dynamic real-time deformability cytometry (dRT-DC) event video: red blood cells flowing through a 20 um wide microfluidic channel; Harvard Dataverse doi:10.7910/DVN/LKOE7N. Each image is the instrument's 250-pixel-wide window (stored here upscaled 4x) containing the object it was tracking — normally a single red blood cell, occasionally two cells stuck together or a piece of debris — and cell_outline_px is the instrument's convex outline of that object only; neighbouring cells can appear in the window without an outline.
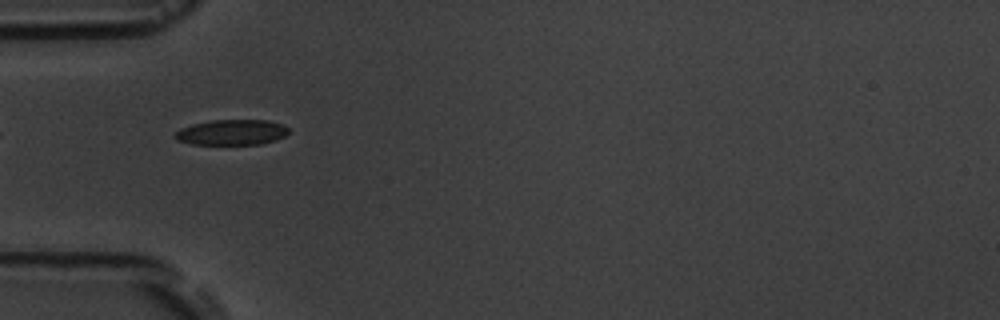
{"species": "common noctule bat (a hibernating species)", "species_latin": "Nyctalus noctula", "temperature_condition": "room temperature", "stored_images_in_passage": 5, "camera_frame_rate_fps": 3000, "um_per_image_px": 0.085, "animal": {"sex": "male", "body_mass_g": 19.5, "forearm_length_mm": 54.6}, "frame": {"image": 1, "passage_image": 2, "time_ms": 1.0, "image_size_px": [1000, 320], "cell_outline_px": [[288, 132], [284, 136], [276, 140], [260, 144], [192, 144], [176, 140], [172, 136], [180, 128], [192, 124], [212, 120], [268, 120], [280, 124], [288, 128]], "centroid_in_image_um": [19.66, 11.25], "position_along_channel_um": 65.3, "area_um2": 16.82}}
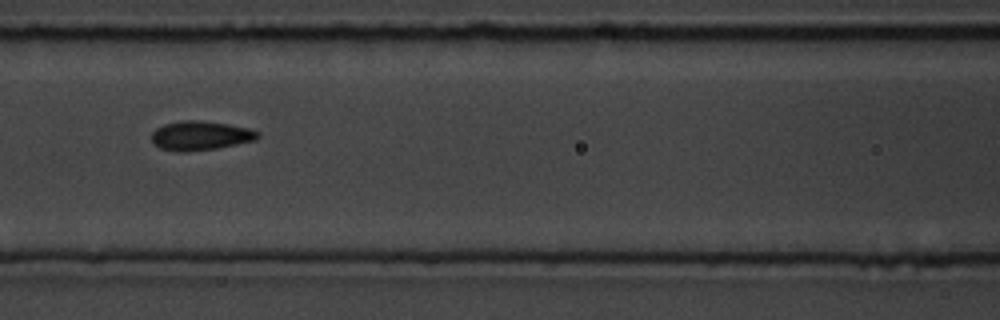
{"frame": {"image": 2, "passage_image": 4, "time_ms": 3.333, "image_size_px": [1000, 320], "cell_outline_px": [[260, 136], [256, 140], [216, 148], [188, 152], [180, 152], [160, 148], [152, 140], [152, 132], [156, 128], [164, 124], [180, 120], [200, 120], [228, 124], [248, 128], [260, 132]], "centroid_in_image_um": [17.04, 11.52], "position_along_channel_um": 149.6, "area_um2": 18.09}}
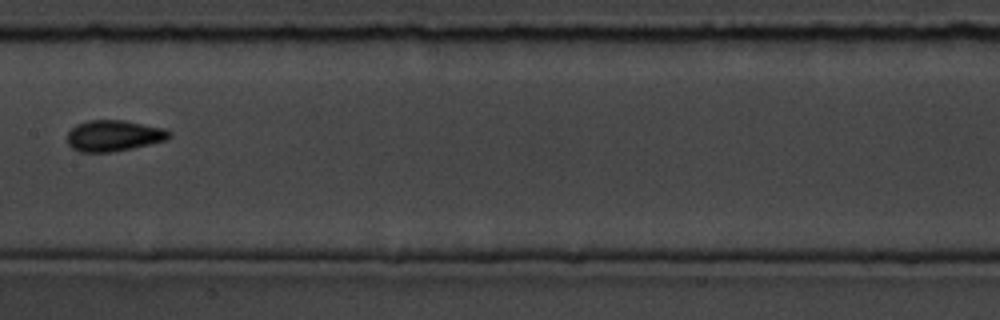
{"frame": {"image": 3, "passage_image": 5, "time_ms": 4.667, "image_size_px": [1000, 320], "cell_outline_px": [[172, 136], [168, 140], [132, 148], [112, 152], [80, 152], [72, 148], [68, 144], [68, 132], [76, 124], [88, 120], [124, 120], [164, 128], [172, 132]], "centroid_in_image_um": [9.7, 11.53], "position_along_channel_um": 197.7, "area_um2": 18.61}}